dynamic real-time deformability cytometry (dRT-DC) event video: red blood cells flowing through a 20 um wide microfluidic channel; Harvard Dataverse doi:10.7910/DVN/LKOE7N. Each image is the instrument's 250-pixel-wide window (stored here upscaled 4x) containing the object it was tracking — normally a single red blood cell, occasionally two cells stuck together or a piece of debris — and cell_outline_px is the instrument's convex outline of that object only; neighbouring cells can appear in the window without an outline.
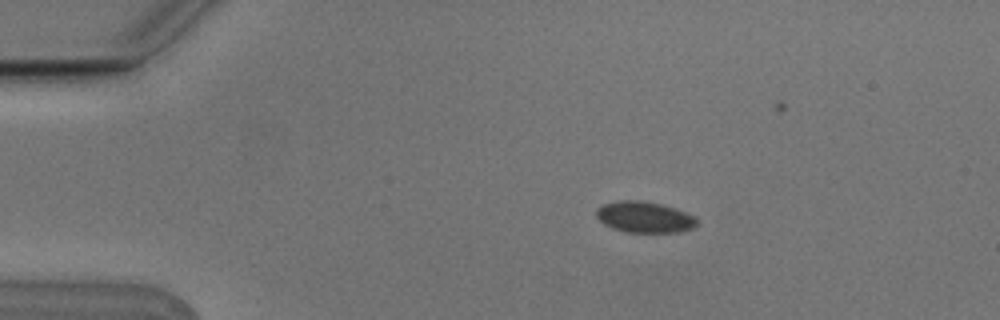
{"species": "Egyptian fruit bat (a non-hibernating species)", "species_latin": "Rousettus aegyptiacus", "temperature_condition": "cold", "stored_images_in_passage": 5, "camera_frame_rate_fps": 3000, "um_per_image_px": 0.085, "animal": {"sex": "male"}, "frame": {"image": 1, "passage_image": 3, "time_ms": 0.667, "image_size_px": [1000, 320], "cell_outline_px": [[696, 224], [692, 228], [676, 232], [628, 232], [612, 228], [604, 224], [596, 216], [596, 208], [604, 204], [620, 200], [640, 200], [660, 204], [684, 212], [692, 216], [696, 220]], "centroid_in_image_um": [54.71, 18.45], "position_along_channel_um": 30.3, "area_um2": 17.86}}